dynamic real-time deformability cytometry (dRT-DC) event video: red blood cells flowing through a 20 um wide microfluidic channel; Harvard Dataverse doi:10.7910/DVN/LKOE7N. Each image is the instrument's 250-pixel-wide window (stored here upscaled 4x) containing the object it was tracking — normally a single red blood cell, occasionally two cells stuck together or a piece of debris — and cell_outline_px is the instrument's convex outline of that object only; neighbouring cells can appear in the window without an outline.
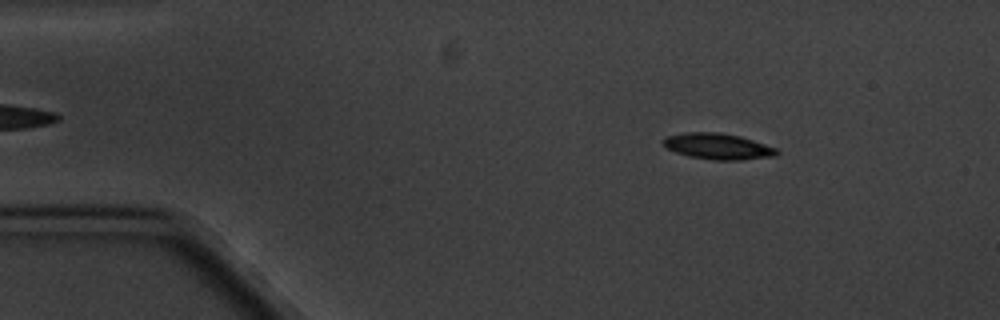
{"species": "common noctule bat (a hibernating species)", "species_latin": "Nyctalus noctula", "temperature_condition": "cold", "stored_images_in_passage": 16, "camera_frame_rate_fps": 3000, "um_per_image_px": 0.085, "animal": {"sex": "male", "body_mass_g": 20.1, "forearm_length_mm": 53.5}, "frame": {"image": 1, "passage_image": 2, "time_ms": 1.333, "image_size_px": [1000, 320], "cell_outline_px": [[780, 152], [776, 156], [740, 160], [712, 160], [688, 156], [676, 152], [668, 148], [664, 144], [664, 136], [684, 132], [720, 132], [740, 136], [776, 148]], "centroid_in_image_um": [61.02, 12.44], "position_along_channel_um": 24.0, "area_um2": 17.22}}
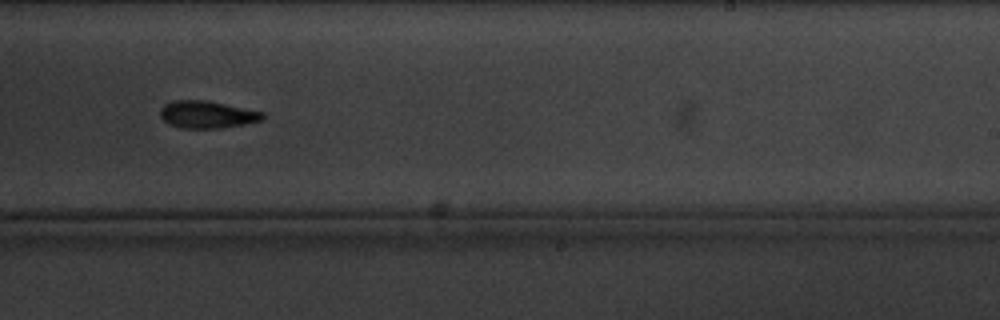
{"frame": {"image": 2, "passage_image": 10, "time_ms": 10.667, "image_size_px": [1000, 320], "cell_outline_px": [[264, 116], [260, 120], [244, 124], [220, 128], [180, 128], [168, 124], [160, 116], [160, 108], [164, 104], [172, 100], [208, 100], [264, 112]], "centroid_in_image_um": [17.56, 9.72], "position_along_channel_um": 271.4, "area_um2": 16.36}}
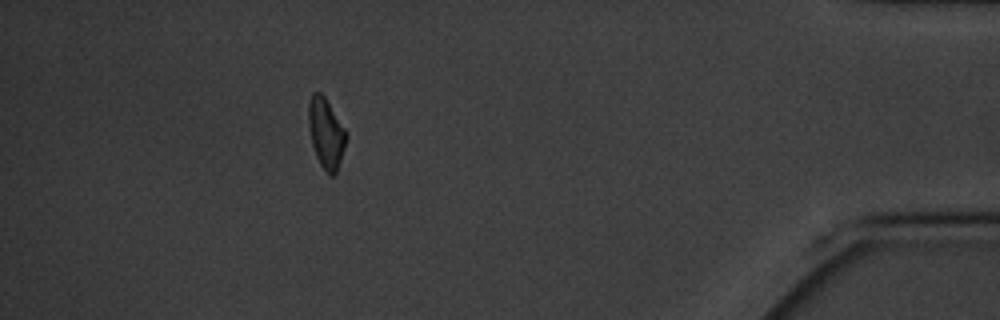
{"frame": {"image": 3, "passage_image": 15, "time_ms": 16.333, "image_size_px": [1000, 320], "cell_outline_px": [[348, 136], [336, 172], [332, 176], [328, 176], [324, 172], [316, 156], [312, 144], [308, 124], [308, 104], [312, 92], [320, 92], [324, 96], [348, 132]], "centroid_in_image_um": [27.71, 11.32], "position_along_channel_um": 407.5, "area_um2": 15.55}, "authors_computed_cell_mechanics": {"area_um2": 16.5886, "velocity_mm_per_s": 3.3368, "shape_relaxation_time_tau1_ms": 4.971, "shape_relaxation_time_tau2_ms": 9.1349, "deformation_change_tau1": 0.1283, "deformation_change_tau2": 0.1607}}